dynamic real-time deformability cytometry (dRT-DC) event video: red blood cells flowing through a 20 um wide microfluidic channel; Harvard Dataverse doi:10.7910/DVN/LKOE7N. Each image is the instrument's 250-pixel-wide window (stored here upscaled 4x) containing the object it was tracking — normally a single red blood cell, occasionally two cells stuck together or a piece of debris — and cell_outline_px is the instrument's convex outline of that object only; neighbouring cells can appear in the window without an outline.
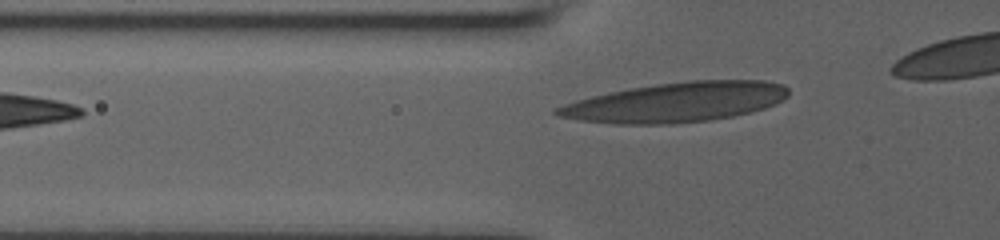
{"species": "human", "species_latin": "Homo sapiens", "temperature_condition": "room temperature", "stored_images_in_passage": 30, "camera_frame_rate_fps": 3000, "um_per_image_px": 0.085, "donor": {"sex": "male"}, "frame": {"image": 1, "passage_image": 4, "time_ms": 1.0, "image_size_px": [1000, 240], "cell_outline_px": [[788, 96], [776, 104], [764, 108], [732, 116], [708, 120], [672, 124], [616, 124], [580, 120], [560, 116], [552, 112], [552, 108], [576, 100], [608, 92], [628, 88], [656, 84], [688, 80], [764, 80], [784, 84], [788, 88]], "centroid_in_image_um": [57.45, 8.68], "position_along_channel_um": 68.3, "area_um2": 53.64}}
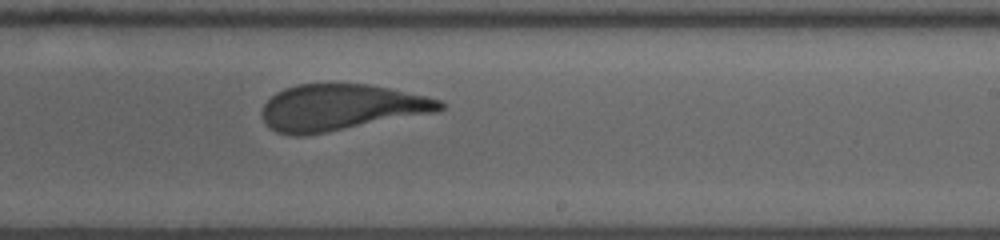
{"frame": {"image": 2, "passage_image": 19, "time_ms": 6.0, "image_size_px": [1000, 240], "cell_outline_px": [[444, 108], [436, 112], [304, 136], [292, 136], [276, 132], [268, 128], [264, 120], [264, 104], [276, 92], [284, 88], [296, 84], [368, 84], [428, 96], [440, 100], [444, 104]], "centroid_in_image_um": [28.96, 9.13], "position_along_channel_um": 260.0, "area_um2": 47.69}}
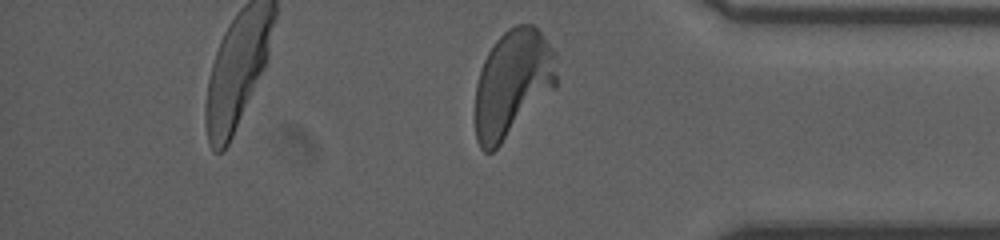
{"frame": {"image": 3, "passage_image": 30, "time_ms": 9.667, "image_size_px": [1000, 240], "cell_outline_px": [[556, 88], [492, 152], [484, 152], [480, 148], [476, 140], [476, 84], [480, 68], [488, 52], [496, 40], [508, 28], [516, 24], [532, 24], [544, 36], [556, 52]], "centroid_in_image_um": [43.58, 7.07], "position_along_channel_um": 391.6, "area_um2": 50.81}, "authors_computed_cell_mechanics": {"area_um2": 49.2745, "velocity_mm_per_s": 3.9119, "shape_relaxation_time_tau1_ms": 5.2596, "shape_relaxation_time_tau2_ms": 1.0878, "deformation_change_tau1": 0.2046, "deformation_change_tau2": 0.1002}}